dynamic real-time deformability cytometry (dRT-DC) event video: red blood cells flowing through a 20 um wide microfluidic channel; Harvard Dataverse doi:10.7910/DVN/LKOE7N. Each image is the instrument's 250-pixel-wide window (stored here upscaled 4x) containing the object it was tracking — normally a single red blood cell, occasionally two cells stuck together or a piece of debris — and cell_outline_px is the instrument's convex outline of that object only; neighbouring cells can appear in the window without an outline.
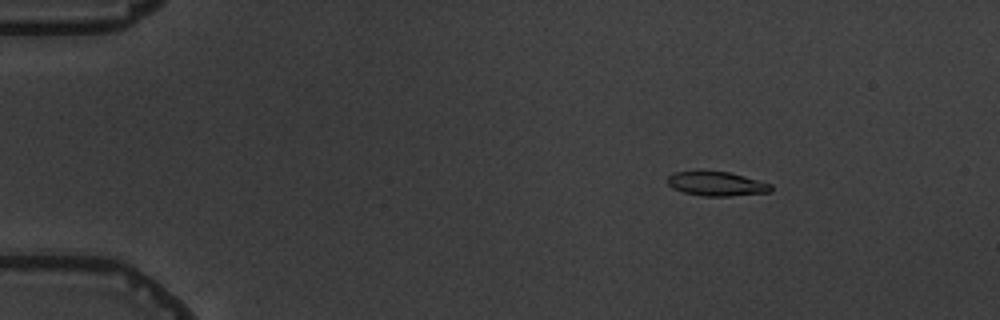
{"species": "common noctule bat (a hibernating species)", "species_latin": "Nyctalus noctula", "temperature_condition": "warm", "stored_images_in_passage": 4, "camera_frame_rate_fps": 3000, "um_per_image_px": 0.085, "animal": {"sex": "male", "body_mass_g": 19.5, "forearm_length_mm": 54.6}, "frame": {"image": 1, "passage_image": 2, "time_ms": 1.333, "image_size_px": [1000, 320], "cell_outline_px": [[772, 192], [728, 196], [704, 196], [684, 192], [672, 188], [668, 184], [668, 176], [676, 172], [728, 172], [744, 176], [772, 184]], "centroid_in_image_um": [60.95, 15.64], "position_along_channel_um": 24.1, "area_um2": 14.33}}
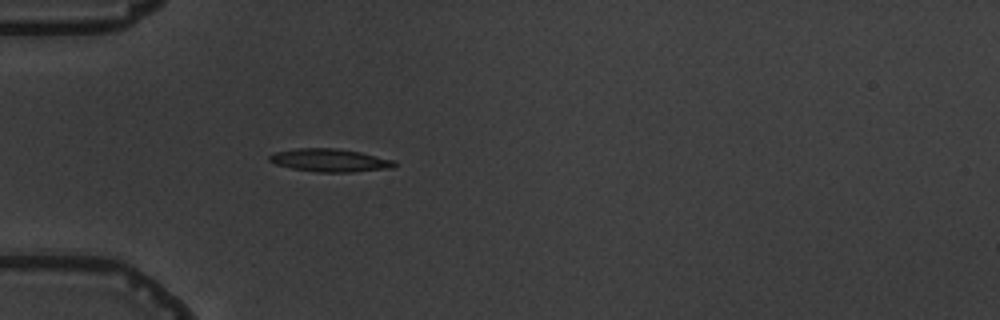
{"frame": {"image": 2, "passage_image": 4, "time_ms": 4.333, "image_size_px": [1000, 320], "cell_outline_px": [[396, 164], [392, 168], [352, 172], [316, 172], [292, 168], [276, 164], [268, 160], [268, 156], [276, 152], [296, 148], [336, 148], [360, 152], [396, 160]], "centroid_in_image_um": [28.06, 13.62], "position_along_channel_um": 56.9, "area_um2": 16.76}}